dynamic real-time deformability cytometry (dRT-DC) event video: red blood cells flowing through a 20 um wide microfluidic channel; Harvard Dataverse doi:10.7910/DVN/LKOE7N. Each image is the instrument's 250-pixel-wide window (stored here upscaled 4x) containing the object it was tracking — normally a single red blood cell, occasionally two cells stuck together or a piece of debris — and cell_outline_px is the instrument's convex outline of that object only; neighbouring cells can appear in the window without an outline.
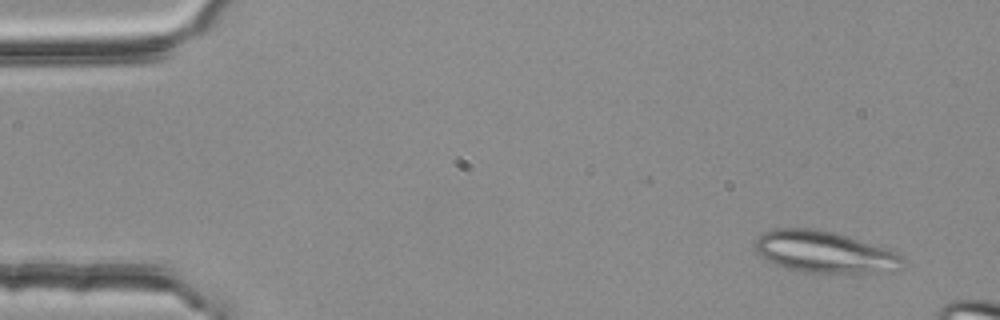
{"species": "common noctule bat (a hibernating species)", "species_latin": "Nyctalus noctula", "temperature_condition": "room temperature", "stored_images_in_passage": 3, "camera_frame_rate_fps": 3000, "um_per_image_px": 0.085, "animal": {"sex": "female", "body_mass_g": 25.1}, "frame": {"image": 1, "passage_image": 1, "time_ms": 0.0, "image_size_px": [1000, 320], "cell_outline_px": [[904, 260], [900, 268], [876, 272], [800, 272], [784, 268], [760, 256], [756, 252], [752, 244], [764, 232], [776, 228], [812, 228], [832, 232], [848, 236], [896, 252]], "centroid_in_image_um": [69.99, 21.41], "position_along_channel_um": 15.0, "area_um2": 35.37}}